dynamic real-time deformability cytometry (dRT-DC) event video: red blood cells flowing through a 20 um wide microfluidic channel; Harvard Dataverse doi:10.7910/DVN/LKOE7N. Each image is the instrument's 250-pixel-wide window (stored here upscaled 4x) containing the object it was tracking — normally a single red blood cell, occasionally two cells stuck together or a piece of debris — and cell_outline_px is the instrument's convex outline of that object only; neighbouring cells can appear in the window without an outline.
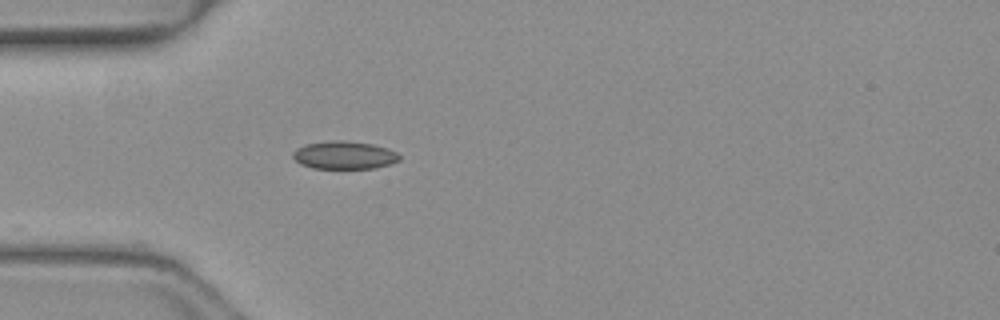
{"species": "common noctule bat (a hibernating species)", "species_latin": "Nyctalus noctula", "temperature_condition": "warm", "stored_images_in_passage": 22, "camera_frame_rate_fps": 3000, "um_per_image_px": 0.085, "animal": {"sex": "female", "body_mass_g": 19.3, "forearm_length_mm": 54.1}, "frame": {"image": 1, "passage_image": 1, "time_ms": 0.0, "image_size_px": [1000, 320], "cell_outline_px": [[400, 160], [376, 168], [312, 168], [300, 164], [292, 156], [292, 152], [296, 148], [304, 144], [332, 140], [344, 140], [372, 144], [388, 148], [396, 152], [400, 156]], "centroid_in_image_um": [29.24, 13.18], "position_along_channel_um": 55.8, "area_um2": 17.4}}
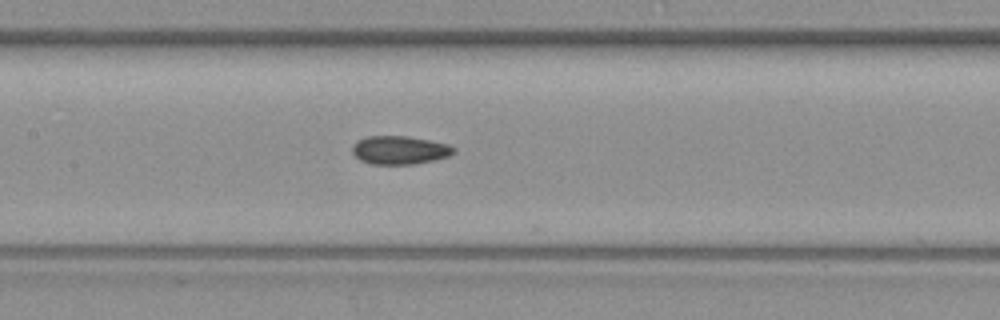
{"frame": {"image": 2, "passage_image": 10, "time_ms": 3.0, "image_size_px": [1000, 320], "cell_outline_px": [[456, 152], [448, 156], [432, 160], [412, 164], [372, 164], [360, 160], [352, 152], [352, 148], [360, 140], [368, 136], [408, 136], [448, 144], [456, 148]], "centroid_in_image_um": [34.0, 12.76], "position_along_channel_um": 173.4, "area_um2": 16.53}}
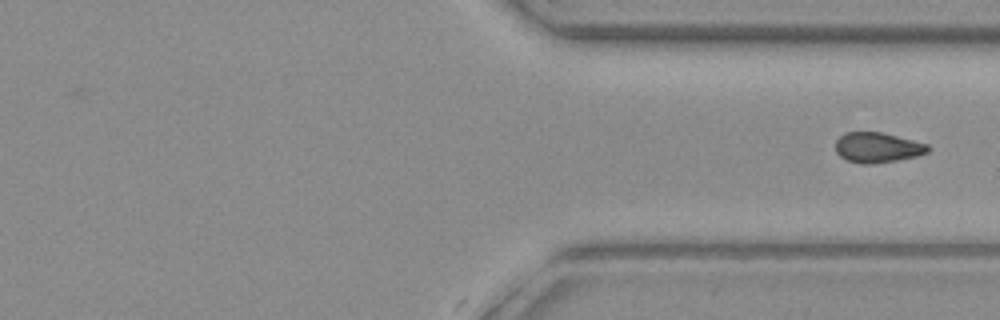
{"frame": {"image": 3, "passage_image": 22, "time_ms": 7.0, "image_size_px": [1000, 320], "cell_outline_px": [[932, 148], [928, 152], [916, 156], [896, 160], [872, 164], [860, 164], [848, 160], [840, 156], [836, 152], [836, 140], [844, 132], [880, 132], [928, 144]], "centroid_in_image_um": [74.58, 12.54], "position_along_channel_um": 336.8, "area_um2": 16.18}}